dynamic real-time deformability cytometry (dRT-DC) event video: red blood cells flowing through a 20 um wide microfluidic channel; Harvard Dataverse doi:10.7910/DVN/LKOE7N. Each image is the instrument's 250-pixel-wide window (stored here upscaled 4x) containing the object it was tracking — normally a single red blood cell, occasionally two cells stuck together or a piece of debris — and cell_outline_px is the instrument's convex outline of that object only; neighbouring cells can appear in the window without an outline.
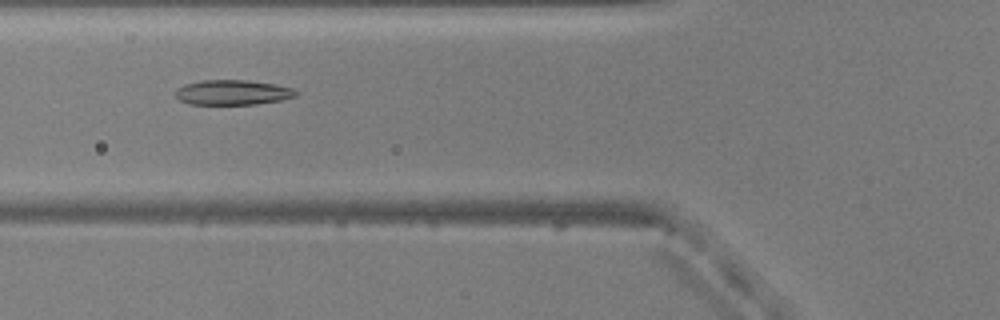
{"species": "common noctule bat (a hibernating species)", "species_latin": "Nyctalus noctula", "temperature_condition": "warm", "stored_images_in_passage": 34, "camera_frame_rate_fps": 3000, "um_per_image_px": 0.085, "animal": {"sex": "male", "body_mass_g": 20.5, "forearm_length_mm": 52.5}, "frame": {"image": 1, "passage_image": 5, "time_ms": 1.333, "image_size_px": [1000, 320], "cell_outline_px": [[300, 92], [296, 96], [280, 100], [256, 104], [188, 104], [180, 100], [176, 96], [176, 88], [184, 84], [200, 80], [248, 80], [276, 84], [292, 88]], "centroid_in_image_um": [19.78, 7.85], "position_along_channel_um": 106.0, "area_um2": 17.63}}
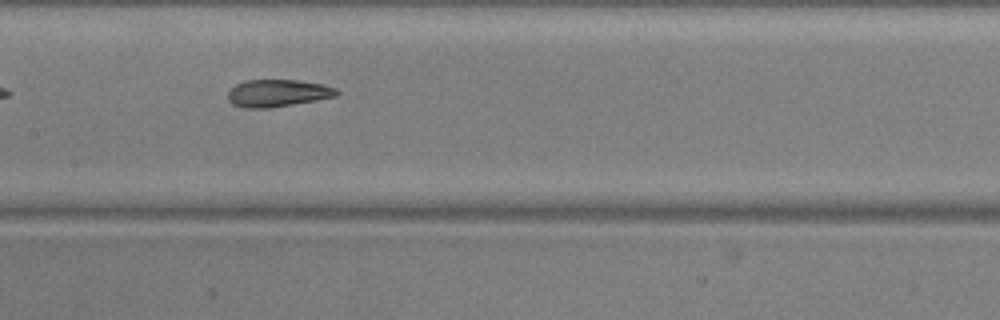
{"frame": {"image": 2, "passage_image": 11, "time_ms": 3.333, "image_size_px": [1000, 320], "cell_outline_px": [[340, 92], [336, 96], [316, 100], [268, 108], [244, 108], [232, 104], [228, 100], [228, 92], [236, 84], [244, 80], [296, 80], [324, 84], [336, 88]], "centroid_in_image_um": [23.6, 7.91], "position_along_channel_um": 183.8, "area_um2": 17.28}}
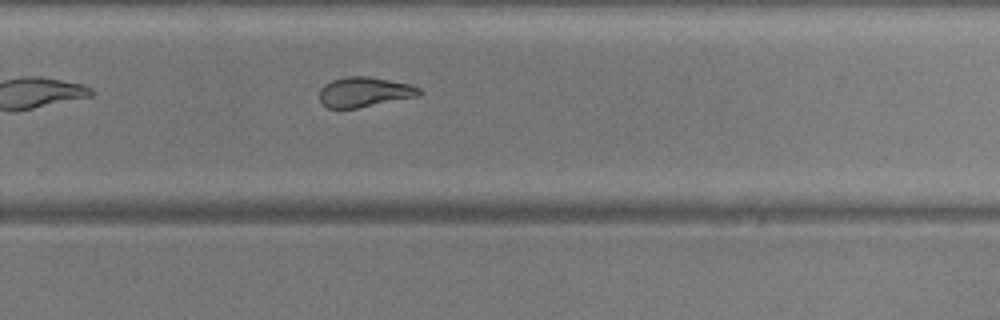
{"frame": {"image": 3, "passage_image": 20, "time_ms": 6.333, "image_size_px": [1000, 320], "cell_outline_px": [[424, 92], [420, 96], [356, 108], [328, 108], [320, 100], [320, 88], [324, 84], [332, 80], [344, 76], [368, 76], [412, 84], [420, 88]], "centroid_in_image_um": [31.02, 7.81], "position_along_channel_um": 298.8, "area_um2": 17.57}, "authors_computed_cell_mechanics": {"area_um2": 17.7446, "velocity_mm_per_s": 3.8579, "shape_relaxation_time_tau1_ms": null, "shape_relaxation_time_tau2_ms": 2.1414, "deformation_change_tau1": null, "deformation_change_tau2": 0.0916}}